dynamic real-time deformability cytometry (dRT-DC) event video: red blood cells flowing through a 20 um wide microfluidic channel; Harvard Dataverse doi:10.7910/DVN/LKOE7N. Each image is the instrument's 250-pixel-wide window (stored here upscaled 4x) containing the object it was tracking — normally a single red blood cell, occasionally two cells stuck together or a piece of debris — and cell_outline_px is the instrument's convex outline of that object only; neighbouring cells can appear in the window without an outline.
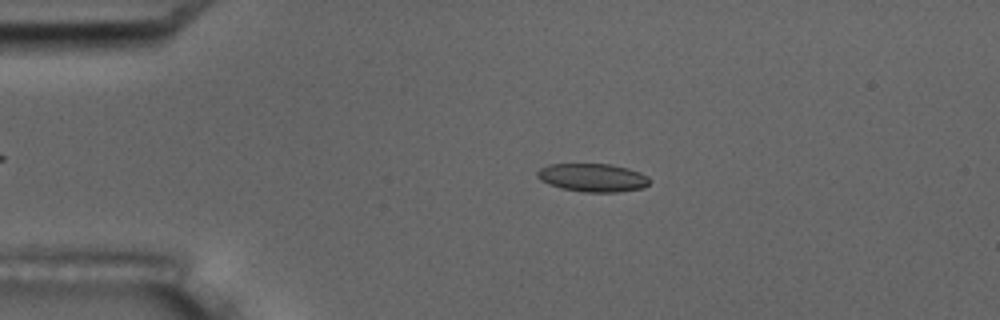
{"species": "common noctule bat (a hibernating species)", "species_latin": "Nyctalus noctula", "temperature_condition": "room temperature", "stored_images_in_passage": 7, "camera_frame_rate_fps": 3000, "um_per_image_px": 0.085, "animal": {"sex": "male", "body_mass_g": 17.5, "forearm_length_mm": 52.3}, "frame": {"image": 1, "passage_image": 6, "time_ms": 1.333, "image_size_px": [1000, 320], "cell_outline_px": [[652, 180], [644, 188], [620, 192], [584, 192], [560, 188], [548, 184], [540, 180], [536, 176], [536, 172], [540, 168], [548, 164], [608, 164], [628, 168], [640, 172], [648, 176]], "centroid_in_image_um": [50.39, 15.1], "position_along_channel_um": 34.6, "area_um2": 18.73}}